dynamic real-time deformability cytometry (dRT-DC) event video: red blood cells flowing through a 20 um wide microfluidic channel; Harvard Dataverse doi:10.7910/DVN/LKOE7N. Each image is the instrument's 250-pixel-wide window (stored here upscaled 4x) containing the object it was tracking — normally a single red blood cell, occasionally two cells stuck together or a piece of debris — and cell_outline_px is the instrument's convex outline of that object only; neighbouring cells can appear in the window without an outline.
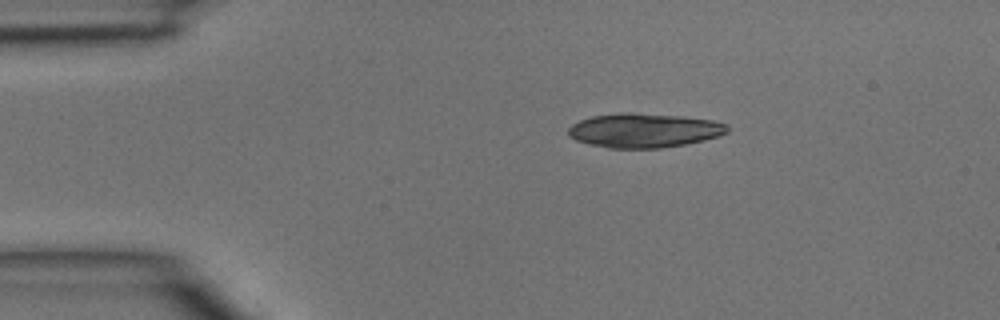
{"species": "common noctule bat (a hibernating species)", "species_latin": "Nyctalus noctula", "temperature_condition": "room temperature", "stored_images_in_passage": 2, "camera_frame_rate_fps": 3000, "um_per_image_px": 0.085, "animal": {"sex": "male", "body_mass_g": 15.6}, "frame": {"image": 1, "passage_image": 1, "time_ms": 0.0, "image_size_px": [1000, 320], "cell_outline_px": [[728, 132], [720, 136], [704, 140], [684, 144], [660, 148], [608, 148], [588, 144], [576, 140], [568, 136], [568, 128], [572, 124], [580, 120], [592, 116], [616, 112], [632, 112], [684, 116], [712, 120], [728, 124]], "centroid_in_image_um": [54.73, 11.07], "position_along_channel_um": 30.3, "area_um2": 32.08}}